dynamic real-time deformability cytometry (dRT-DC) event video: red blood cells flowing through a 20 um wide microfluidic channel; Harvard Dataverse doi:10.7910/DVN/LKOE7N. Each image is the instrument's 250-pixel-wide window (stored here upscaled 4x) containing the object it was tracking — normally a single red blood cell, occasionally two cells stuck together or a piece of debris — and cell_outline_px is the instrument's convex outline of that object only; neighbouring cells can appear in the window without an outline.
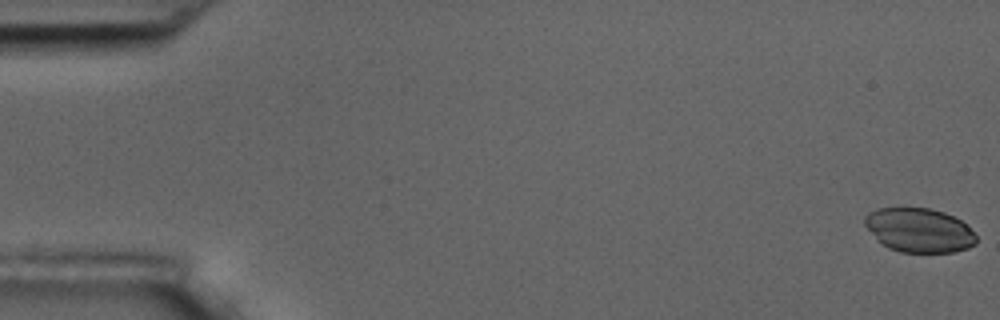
{"species": "common noctule bat (a hibernating species)", "species_latin": "Nyctalus noctula", "temperature_condition": "room temperature", "stored_images_in_passage": 6, "camera_frame_rate_fps": 3000, "um_per_image_px": 0.085, "animal": {"sex": "male", "body_mass_g": 17.5, "forearm_length_mm": 52.3}, "frame": {"image": 1, "passage_image": 1, "time_ms": 0.0, "image_size_px": [1000, 320], "cell_outline_px": [[976, 244], [968, 248], [952, 252], [900, 252], [888, 248], [880, 244], [864, 224], [864, 216], [868, 212], [876, 208], [928, 208], [944, 212], [960, 220], [976, 236]], "centroid_in_image_um": [78.08, 19.57], "position_along_channel_um": 6.9, "area_um2": 28.67}}
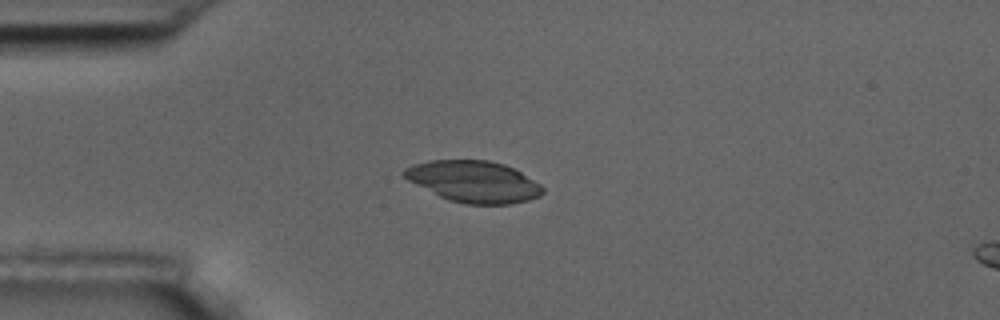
{"frame": {"image": 2, "passage_image": 5, "time_ms": 4.667, "image_size_px": [1000, 320], "cell_outline_px": [[544, 192], [540, 196], [528, 200], [512, 204], [464, 204], [448, 200], [408, 180], [400, 172], [404, 168], [412, 164], [428, 160], [488, 160], [504, 164], [520, 172], [540, 184], [544, 188]], "centroid_in_image_um": [40.25, 15.43], "position_along_channel_um": 44.7, "area_um2": 33.47}}